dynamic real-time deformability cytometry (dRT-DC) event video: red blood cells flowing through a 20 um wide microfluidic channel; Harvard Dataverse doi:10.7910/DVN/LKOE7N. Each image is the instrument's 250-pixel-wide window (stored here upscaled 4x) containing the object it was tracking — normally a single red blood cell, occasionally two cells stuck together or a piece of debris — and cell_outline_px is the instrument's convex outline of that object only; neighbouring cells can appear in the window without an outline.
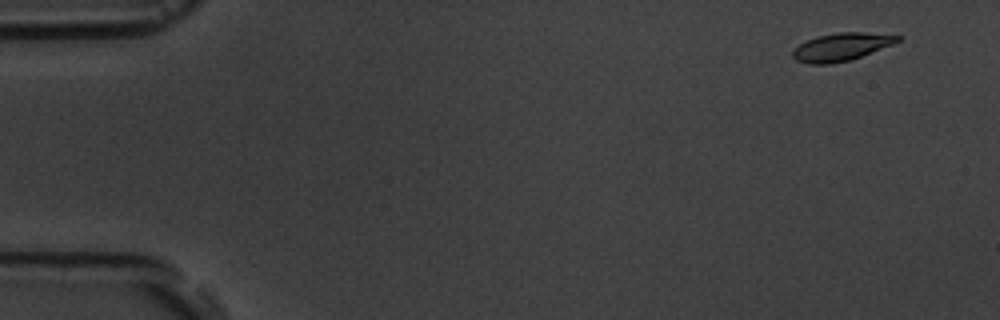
{"species": "common noctule bat (a hibernating species)", "species_latin": "Nyctalus noctula", "temperature_condition": "room temperature", "stored_images_in_passage": 9, "camera_frame_rate_fps": 3000, "um_per_image_px": 0.085, "animal": {"sex": "male", "body_mass_g": 19.5, "forearm_length_mm": 54.6}, "frame": {"image": 1, "passage_image": 2, "time_ms": 1.0, "image_size_px": [1000, 320], "cell_outline_px": [[900, 40], [892, 44], [852, 60], [832, 64], [808, 64], [796, 60], [792, 56], [792, 48], [816, 36], [836, 32], [864, 32], [900, 36]], "centroid_in_image_um": [71.46, 4.0], "position_along_channel_um": 13.5, "area_um2": 17.05}}
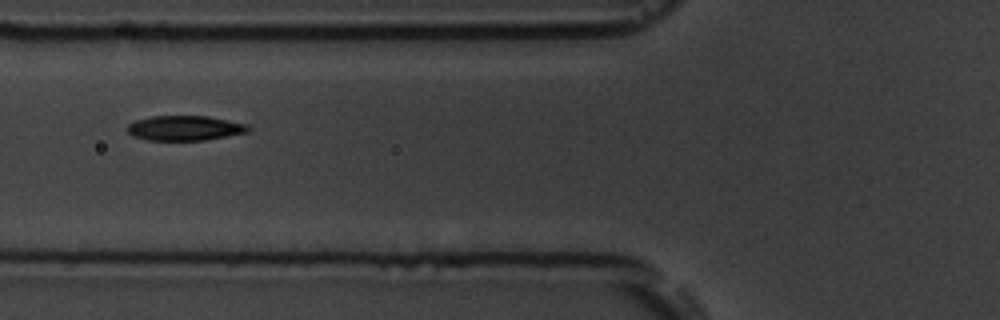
{"frame": {"image": 2, "passage_image": 7, "time_ms": 7.0, "image_size_px": [1000, 320], "cell_outline_px": [[252, 128], [248, 132], [204, 140], [148, 140], [132, 136], [124, 128], [128, 124], [136, 120], [152, 116], [208, 116], [248, 124]], "centroid_in_image_um": [15.69, 10.88], "position_along_channel_um": 110.1, "area_um2": 17.63}}
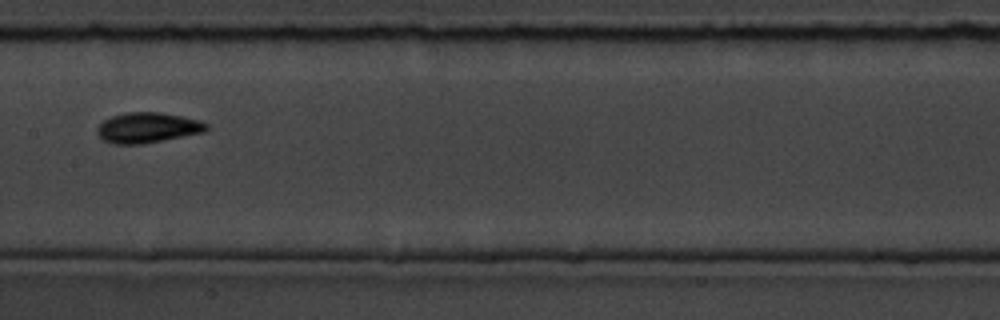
{"frame": {"image": 3, "passage_image": 9, "time_ms": 9.333, "image_size_px": [1000, 320], "cell_outline_px": [[208, 128], [204, 132], [140, 144], [112, 144], [104, 140], [96, 132], [96, 128], [104, 120], [112, 116], [128, 112], [160, 112], [200, 120], [208, 124]], "centroid_in_image_um": [12.53, 10.85], "position_along_channel_um": 194.9, "area_um2": 19.13}}